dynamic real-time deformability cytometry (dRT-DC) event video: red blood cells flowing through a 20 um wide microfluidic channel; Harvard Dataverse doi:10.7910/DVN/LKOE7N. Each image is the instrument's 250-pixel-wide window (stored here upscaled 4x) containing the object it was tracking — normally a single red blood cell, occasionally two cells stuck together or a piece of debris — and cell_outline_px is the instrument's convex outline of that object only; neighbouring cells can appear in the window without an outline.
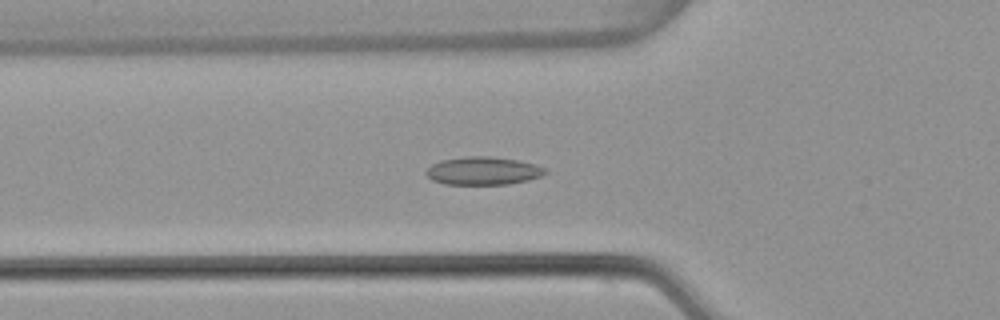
{"species": "common noctule bat (a hibernating species)", "species_latin": "Nyctalus noctula", "temperature_condition": "warm", "stored_images_in_passage": 54, "camera_frame_rate_fps": 3000, "um_per_image_px": 0.085, "animal": {"sex": "female", "body_mass_g": 22.7, "forearm_length_mm": 54.2}, "frame": {"image": 1, "passage_image": 19, "time_ms": 6.0, "image_size_px": [1000, 320], "cell_outline_px": [[548, 172], [540, 176], [528, 180], [508, 184], [444, 184], [432, 180], [424, 172], [432, 164], [440, 160], [464, 156], [488, 156], [516, 160], [536, 164], [544, 168]], "centroid_in_image_um": [41.04, 14.52], "position_along_channel_um": 84.8, "area_um2": 19.42}}
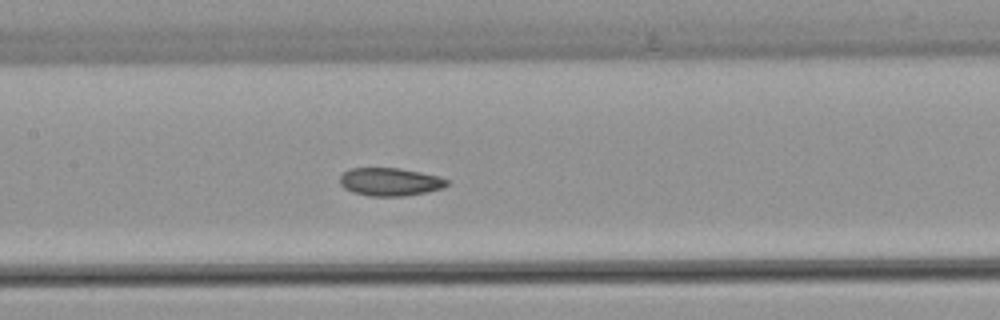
{"frame": {"image": 2, "passage_image": 26, "time_ms": 8.333, "image_size_px": [1000, 320], "cell_outline_px": [[448, 184], [444, 188], [428, 192], [404, 196], [368, 196], [352, 192], [344, 188], [340, 184], [340, 176], [348, 168], [400, 168], [420, 172], [436, 176], [448, 180]], "centroid_in_image_um": [33.13, 15.46], "position_along_channel_um": 174.3, "area_um2": 17.57}}
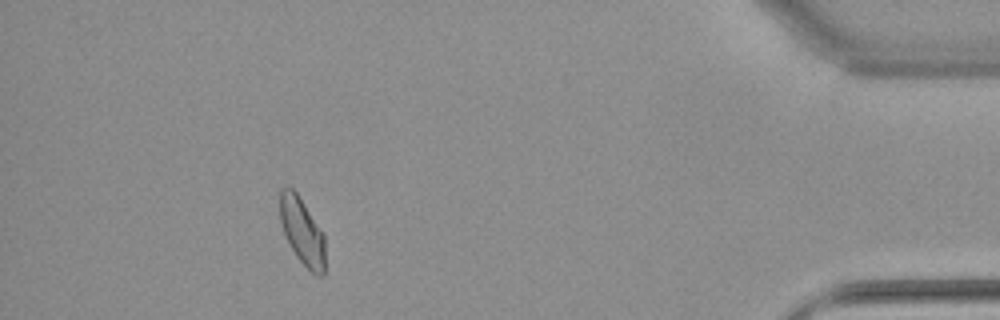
{"frame": {"image": 3, "passage_image": 49, "time_ms": 16.0, "image_size_px": [1000, 320], "cell_outline_px": [[324, 272], [320, 276], [316, 276], [296, 256], [280, 224], [280, 188], [292, 188], [296, 192], [324, 232]], "centroid_in_image_um": [25.69, 19.65], "position_along_channel_um": 409.5, "area_um2": 17.4}, "authors_computed_cell_mechanics": {"area_um2": 18.4382, "velocity_mm_per_s": 3.8159, "shape_relaxation_time_tau1_ms": null, "shape_relaxation_time_tau2_ms": 2.1863, "deformation_change_tau1": null, "deformation_change_tau2": 0.0653}}